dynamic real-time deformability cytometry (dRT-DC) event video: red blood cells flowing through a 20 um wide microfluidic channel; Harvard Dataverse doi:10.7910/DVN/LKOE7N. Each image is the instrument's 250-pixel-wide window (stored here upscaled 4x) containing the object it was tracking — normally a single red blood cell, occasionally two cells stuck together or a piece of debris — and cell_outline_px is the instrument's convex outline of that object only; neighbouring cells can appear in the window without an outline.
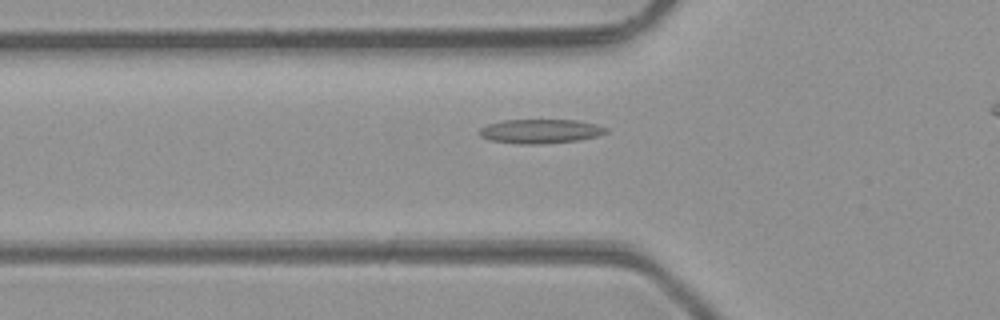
{"species": "common noctule bat (a hibernating species)", "species_latin": "Nyctalus noctula", "temperature_condition": "room temperature", "stored_images_in_passage": 37, "camera_frame_rate_fps": 3000, "um_per_image_px": 0.085, "animal": {"sex": "male", "body_mass_g": 23.1, "forearm_length_mm": 52.7}, "frame": {"image": 1, "passage_image": 11, "time_ms": 3.333, "image_size_px": [1000, 320], "cell_outline_px": [[608, 132], [596, 136], [580, 140], [540, 144], [520, 144], [488, 140], [480, 136], [476, 132], [480, 128], [488, 124], [500, 120], [576, 120], [596, 124], [608, 128]], "centroid_in_image_um": [45.89, 11.16], "position_along_channel_um": 79.9, "area_um2": 18.03}}
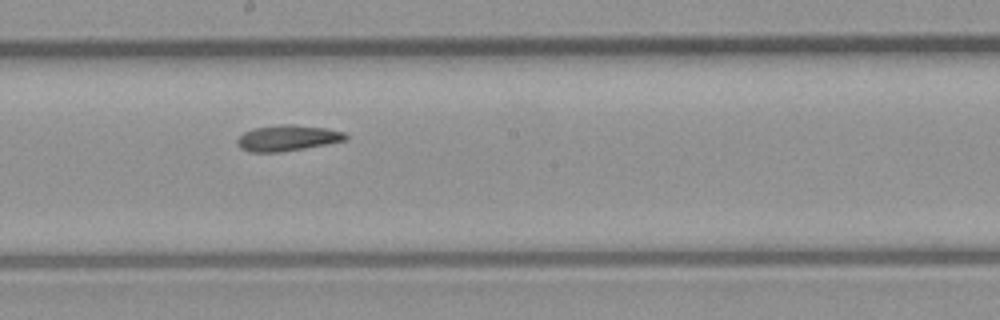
{"frame": {"image": 2, "passage_image": 21, "time_ms": 6.667, "image_size_px": [1000, 320], "cell_outline_px": [[348, 140], [280, 152], [248, 152], [240, 148], [236, 144], [236, 140], [244, 132], [252, 128], [280, 124], [292, 124], [328, 128], [344, 132], [348, 136]], "centroid_in_image_um": [24.42, 11.72], "position_along_channel_um": 223.8, "area_um2": 16.47}}
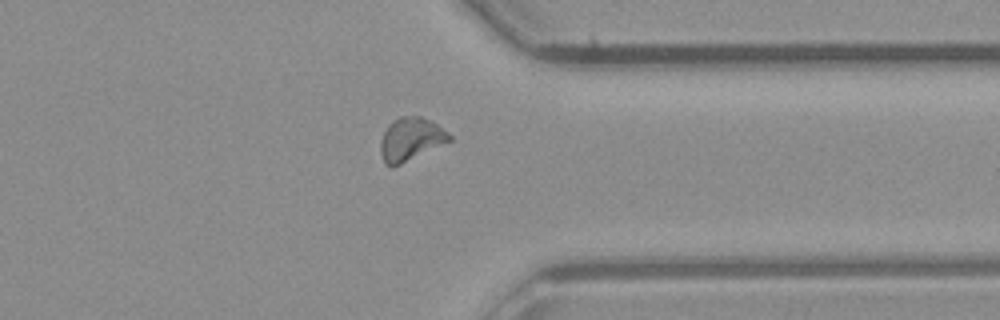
{"frame": {"image": 3, "passage_image": 32, "time_ms": 10.333, "image_size_px": [1000, 320], "cell_outline_px": [[452, 140], [392, 168], [384, 164], [380, 152], [380, 140], [388, 124], [392, 120], [400, 116], [420, 116], [432, 120], [448, 132], [452, 136]], "centroid_in_image_um": [34.89, 11.83], "position_along_channel_um": 376.5, "area_um2": 17.51}, "authors_computed_cell_mechanics": {"area_um2": 16.6464, "velocity_mm_per_s": 4.2797, "shape_relaxation_time_tau1_ms": null, "shape_relaxation_time_tau2_ms": 4.3793, "deformation_change_tau1": null, "deformation_change_tau2": 0.1042}}